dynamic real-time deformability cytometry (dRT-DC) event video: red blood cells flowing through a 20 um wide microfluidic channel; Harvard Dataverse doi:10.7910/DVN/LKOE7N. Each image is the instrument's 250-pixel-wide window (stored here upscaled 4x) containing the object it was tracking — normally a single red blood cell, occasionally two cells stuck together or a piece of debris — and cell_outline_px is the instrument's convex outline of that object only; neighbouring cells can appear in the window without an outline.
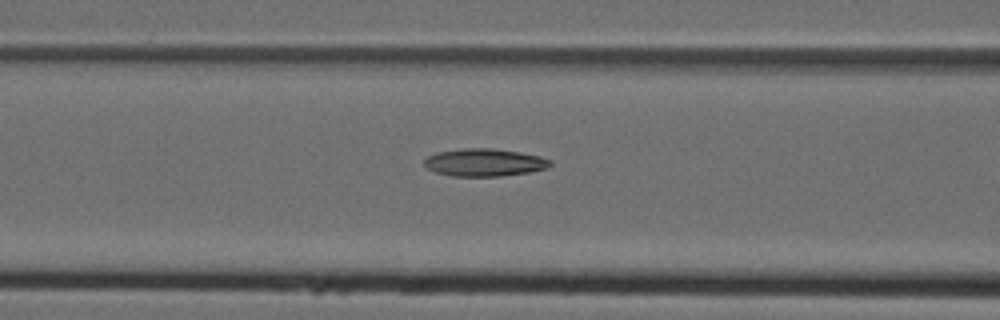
{"species": "Egyptian fruit bat (a non-hibernating species)", "species_latin": "Rousettus aegyptiacus", "temperature_condition": "cold", "stored_images_in_passage": 10, "camera_frame_rate_fps": 3000, "um_per_image_px": 0.085, "animal": {"sex": "female"}, "frame": {"image": 1, "passage_image": 9, "time_ms": 2.667, "image_size_px": [1000, 320], "cell_outline_px": [[552, 164], [548, 168], [532, 172], [500, 176], [452, 176], [436, 172], [428, 168], [424, 164], [424, 160], [428, 156], [436, 152], [464, 148], [492, 148], [520, 152], [540, 156], [552, 160]], "centroid_in_image_um": [41.21, 13.81], "position_along_channel_um": 125.4, "area_um2": 20.4}}